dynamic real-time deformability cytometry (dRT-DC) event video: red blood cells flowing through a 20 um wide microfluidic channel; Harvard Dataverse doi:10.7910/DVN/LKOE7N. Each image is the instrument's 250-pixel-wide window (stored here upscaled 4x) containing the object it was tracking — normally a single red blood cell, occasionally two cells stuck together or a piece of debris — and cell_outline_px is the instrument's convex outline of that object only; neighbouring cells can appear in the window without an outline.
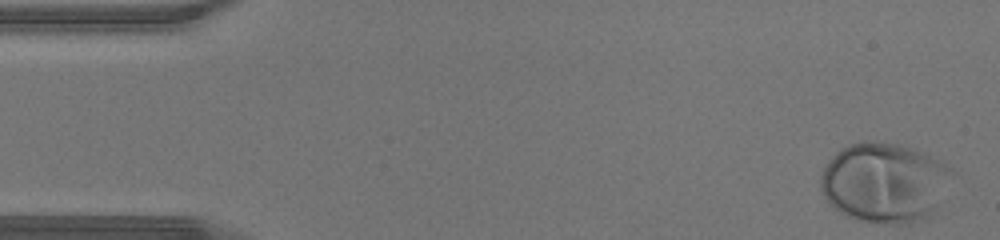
{"species": "human", "species_latin": "Homo sapiens", "temperature_condition": "warm", "stored_images_in_passage": 37, "camera_frame_rate_fps": 3000, "um_per_image_px": 0.085, "donor": {"sex": "male"}, "frame": {"image": 1, "passage_image": 1, "time_ms": 0.0, "image_size_px": [1000, 240], "cell_outline_px": [[956, 172], [936, 204], [924, 216], [908, 224], [896, 224], [860, 220], [848, 216], [840, 212], [824, 196], [820, 188], [820, 176], [828, 160], [836, 152], [852, 144], [864, 140], [868, 140], [896, 144], [920, 152], [952, 168]], "centroid_in_image_um": [75.13, 15.49], "position_along_channel_um": 9.9, "area_um2": 59.88}}
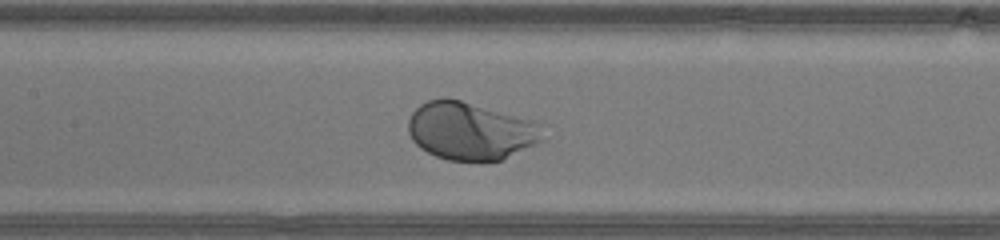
{"frame": {"image": 2, "passage_image": 20, "time_ms": 6.333, "image_size_px": [1000, 240], "cell_outline_px": [[540, 140], [500, 160], [448, 160], [436, 156], [420, 148], [412, 140], [408, 132], [408, 120], [412, 112], [420, 104], [428, 100], [460, 100], [532, 120], [540, 124]], "centroid_in_image_um": [39.91, 11.13], "position_along_channel_um": 167.5, "area_um2": 44.1}}
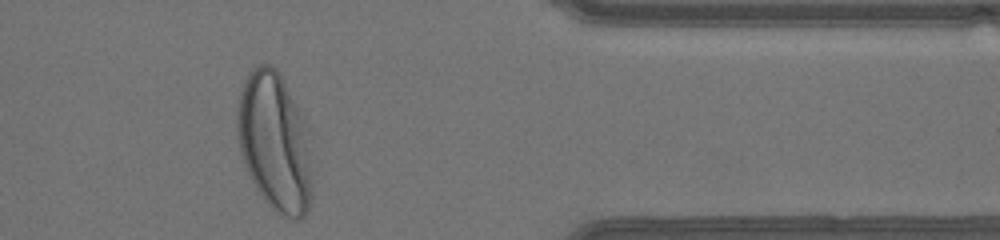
{"frame": {"image": 3, "passage_image": 36, "time_ms": 11.667, "image_size_px": [1000, 240], "cell_outline_px": [[312, 200], [308, 212], [300, 220], [292, 220], [280, 216], [268, 204], [256, 188], [248, 172], [240, 148], [236, 128], [236, 116], [240, 88], [244, 76], [256, 64], [272, 64], [280, 72], [304, 116], [308, 128], [312, 184]], "centroid_in_image_um": [23.37, 12.05], "position_along_channel_um": 388.0, "area_um2": 61.85}}